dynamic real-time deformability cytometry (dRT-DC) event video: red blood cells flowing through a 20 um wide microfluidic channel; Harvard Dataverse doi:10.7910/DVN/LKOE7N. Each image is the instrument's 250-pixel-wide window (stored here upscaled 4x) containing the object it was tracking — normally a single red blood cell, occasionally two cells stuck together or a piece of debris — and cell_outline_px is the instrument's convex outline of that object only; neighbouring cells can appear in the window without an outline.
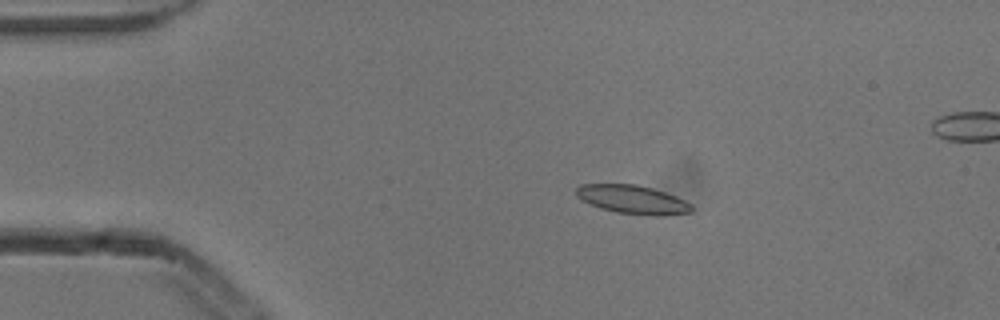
{"species": "common noctule bat (a hibernating species)", "species_latin": "Nyctalus noctula", "temperature_condition": "cold", "stored_images_in_passage": 5, "camera_frame_rate_fps": 3000, "um_per_image_px": 0.085, "animal": {"sex": "male", "body_mass_g": 13.3}, "frame": {"image": 1, "passage_image": 3, "time_ms": 0.667, "image_size_px": [1000, 320], "cell_outline_px": [[692, 212], [664, 216], [652, 216], [616, 212], [600, 208], [580, 200], [576, 196], [576, 188], [580, 184], [636, 184], [652, 188], [676, 196], [692, 204]], "centroid_in_image_um": [53.77, 16.96], "position_along_channel_um": 31.2, "area_um2": 19.42}}